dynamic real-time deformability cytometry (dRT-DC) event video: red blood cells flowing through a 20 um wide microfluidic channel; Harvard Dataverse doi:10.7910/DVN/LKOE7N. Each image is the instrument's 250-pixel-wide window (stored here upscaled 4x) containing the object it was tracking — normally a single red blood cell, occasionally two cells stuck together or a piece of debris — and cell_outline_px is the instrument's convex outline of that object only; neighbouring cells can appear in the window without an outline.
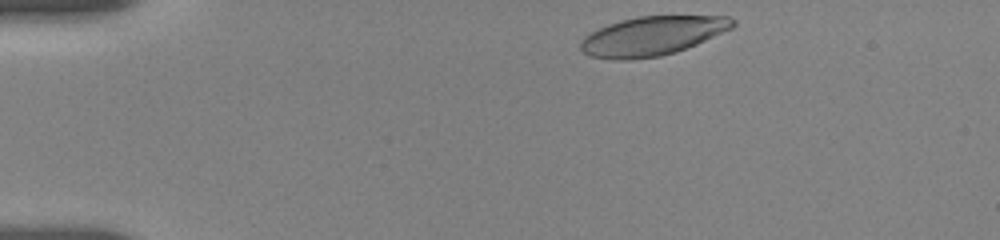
{"species": "human", "species_latin": "Homo sapiens", "temperature_condition": "room temperature", "stored_images_in_passage": 40, "camera_frame_rate_fps": 3000, "um_per_image_px": 0.085, "donor": {"sex": "female"}, "frame": {"image": 1, "passage_image": 1, "time_ms": 0.0, "image_size_px": [1000, 240], "cell_outline_px": [[736, 24], [732, 28], [696, 44], [676, 52], [660, 56], [628, 60], [612, 60], [588, 56], [580, 48], [580, 40], [584, 36], [608, 24], [620, 20], [636, 16], [728, 16], [736, 20]], "centroid_in_image_um": [55.42, 3.06], "position_along_channel_um": 29.6, "area_um2": 34.74}}
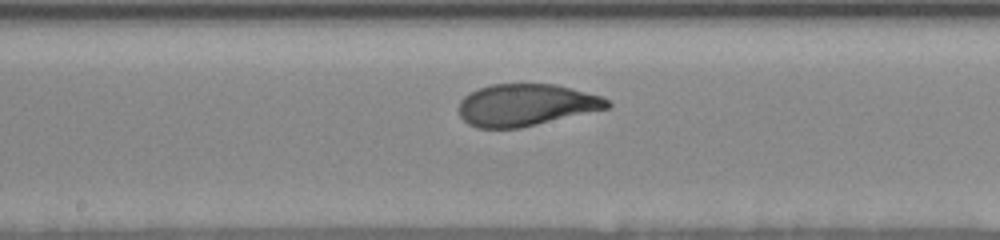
{"frame": {"image": 2, "passage_image": 21, "time_ms": 6.667, "image_size_px": [1000, 240], "cell_outline_px": [[612, 104], [608, 108], [520, 128], [476, 128], [468, 124], [460, 116], [460, 100], [464, 96], [480, 88], [492, 84], [556, 84], [600, 96], [608, 100]], "centroid_in_image_um": [44.7, 8.93], "position_along_channel_um": 203.5, "area_um2": 36.01}}
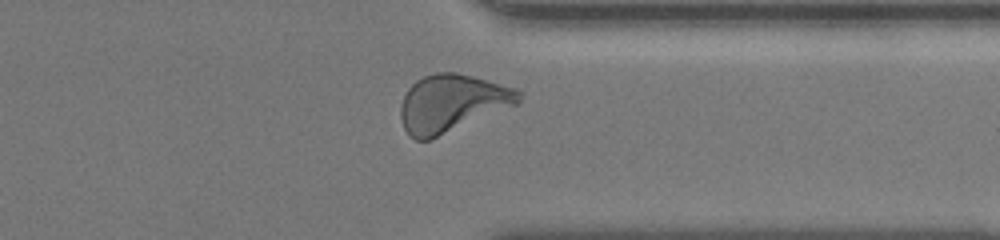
{"frame": {"image": 3, "passage_image": 35, "time_ms": 11.333, "image_size_px": [1000, 240], "cell_outline_px": [[524, 92], [520, 100], [516, 104], [432, 140], [416, 140], [408, 136], [404, 128], [400, 116], [400, 108], [404, 96], [408, 88], [416, 80], [424, 76], [436, 72], [456, 72], [472, 76], [516, 88]], "centroid_in_image_um": [38.39, 8.78], "position_along_channel_um": 373.0, "area_um2": 39.65}, "authors_computed_cell_mechanics": {"area_um2": 36.703, "velocity_mm_per_s": 3.6437, "shape_relaxation_time_tau1_ms": 3.5918, "shape_relaxation_time_tau2_ms": null, "deformation_change_tau1": 0.1709, "deformation_change_tau2": null}}